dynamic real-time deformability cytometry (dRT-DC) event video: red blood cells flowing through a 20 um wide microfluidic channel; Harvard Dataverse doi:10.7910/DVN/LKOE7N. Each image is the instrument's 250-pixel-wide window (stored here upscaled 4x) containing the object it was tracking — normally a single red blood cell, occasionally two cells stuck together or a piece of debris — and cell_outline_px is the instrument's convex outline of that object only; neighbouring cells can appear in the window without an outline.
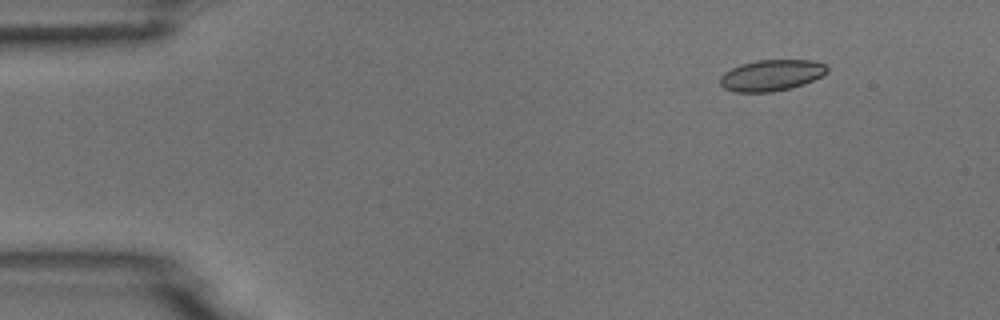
{"species": "common noctule bat (a hibernating species)", "species_latin": "Nyctalus noctula", "temperature_condition": "room temperature", "stored_images_in_passage": 6, "camera_frame_rate_fps": 3000, "um_per_image_px": 0.085, "animal": {"sex": "male", "body_mass_g": 18.8}, "frame": {"image": 1, "passage_image": 2, "time_ms": 1.0, "image_size_px": [1000, 320], "cell_outline_px": [[828, 72], [804, 84], [792, 88], [772, 92], [736, 92], [724, 88], [720, 84], [720, 76], [724, 72], [740, 64], [756, 60], [812, 60], [828, 64]], "centroid_in_image_um": [65.58, 6.39], "position_along_channel_um": 19.4, "area_um2": 19.59}}
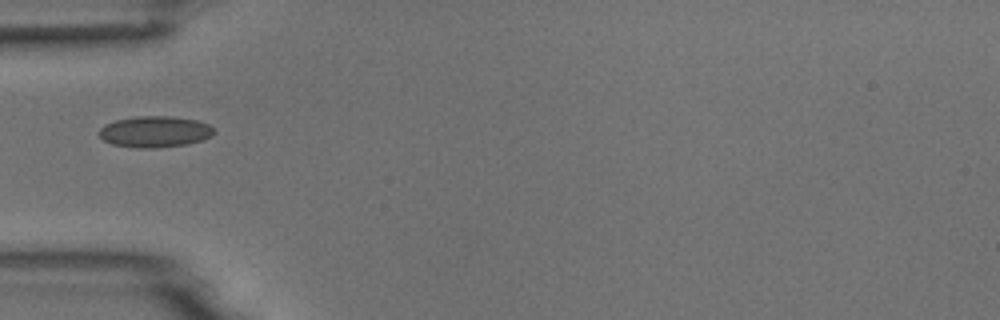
{"frame": {"image": 2, "passage_image": 5, "time_ms": 4.667, "image_size_px": [1000, 320], "cell_outline_px": [[212, 136], [204, 140], [188, 144], [156, 148], [136, 148], [112, 144], [104, 140], [96, 132], [104, 124], [116, 120], [136, 116], [172, 116], [196, 120], [208, 124], [212, 128]], "centroid_in_image_um": [13.13, 11.2], "position_along_channel_um": 71.9, "area_um2": 21.04}}